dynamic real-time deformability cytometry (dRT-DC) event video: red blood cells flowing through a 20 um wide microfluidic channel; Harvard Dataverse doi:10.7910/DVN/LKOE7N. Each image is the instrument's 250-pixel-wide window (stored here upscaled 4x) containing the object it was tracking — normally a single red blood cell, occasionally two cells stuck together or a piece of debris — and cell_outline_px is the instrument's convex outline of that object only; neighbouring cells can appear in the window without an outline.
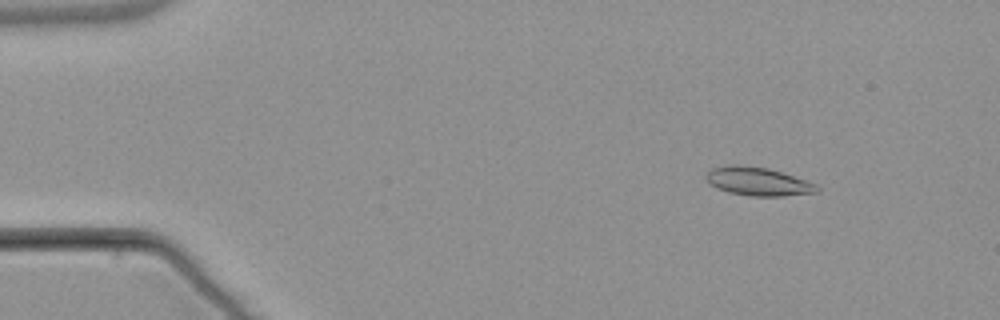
{"species": "common noctule bat (a hibernating species)", "species_latin": "Nyctalus noctula", "temperature_condition": "warm", "stored_images_in_passage": 53, "camera_frame_rate_fps": 3000, "um_per_image_px": 0.085, "animal": {"sex": "male", "body_mass_g": 21.5, "forearm_length_mm": 52.0}, "frame": {"image": 1, "passage_image": 6, "time_ms": 1.667, "image_size_px": [1000, 320], "cell_outline_px": [[820, 192], [784, 196], [752, 196], [728, 192], [716, 188], [708, 184], [704, 176], [712, 168], [732, 164], [736, 164], [768, 168], [816, 184], [820, 188]], "centroid_in_image_um": [64.39, 15.43], "position_along_channel_um": 20.6, "area_um2": 18.38}}
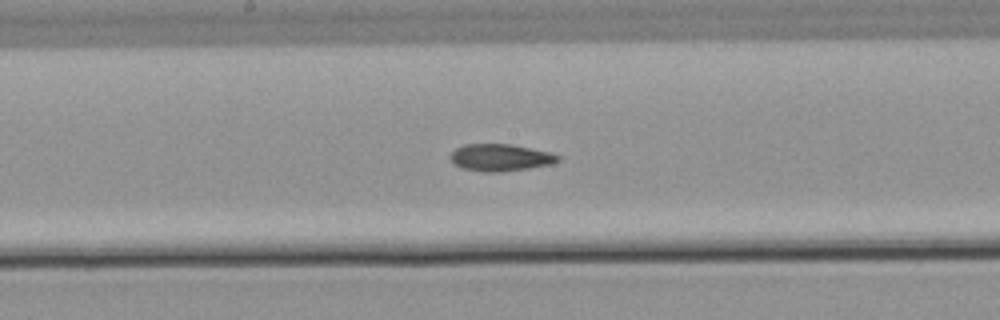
{"frame": {"image": 2, "passage_image": 28, "time_ms": 9.0, "image_size_px": [1000, 320], "cell_outline_px": [[560, 160], [552, 164], [528, 168], [500, 172], [484, 172], [460, 168], [448, 156], [456, 148], [464, 144], [512, 144], [548, 152], [560, 156]], "centroid_in_image_um": [42.51, 13.39], "position_along_channel_um": 205.7, "area_um2": 16.94}}
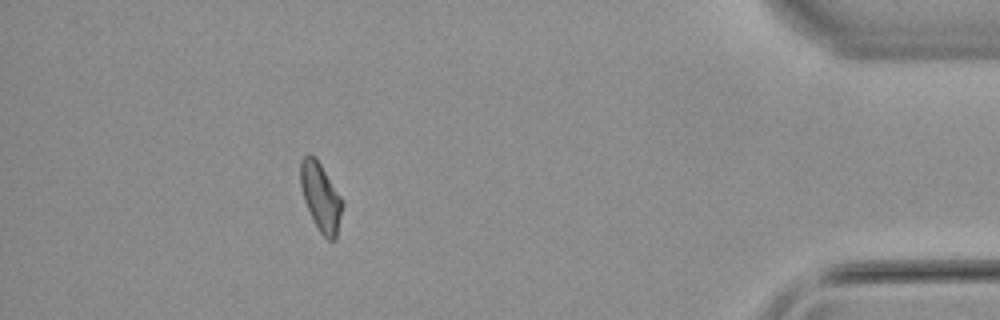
{"frame": {"image": 3, "passage_image": 48, "time_ms": 15.667, "image_size_px": [1000, 320], "cell_outline_px": [[344, 204], [336, 240], [328, 240], [320, 232], [304, 200], [300, 184], [300, 160], [304, 156], [312, 156], [320, 164], [340, 196]], "centroid_in_image_um": [27.27, 16.79], "position_along_channel_um": 407.9, "area_um2": 16.24}, "authors_computed_cell_mechanics": {"area_um2": 17.1088, "velocity_mm_per_s": 3.8187, "shape_relaxation_time_tau1_ms": null, "shape_relaxation_time_tau2_ms": 4.1046, "deformation_change_tau1": null, "deformation_change_tau2": 0.1043}}